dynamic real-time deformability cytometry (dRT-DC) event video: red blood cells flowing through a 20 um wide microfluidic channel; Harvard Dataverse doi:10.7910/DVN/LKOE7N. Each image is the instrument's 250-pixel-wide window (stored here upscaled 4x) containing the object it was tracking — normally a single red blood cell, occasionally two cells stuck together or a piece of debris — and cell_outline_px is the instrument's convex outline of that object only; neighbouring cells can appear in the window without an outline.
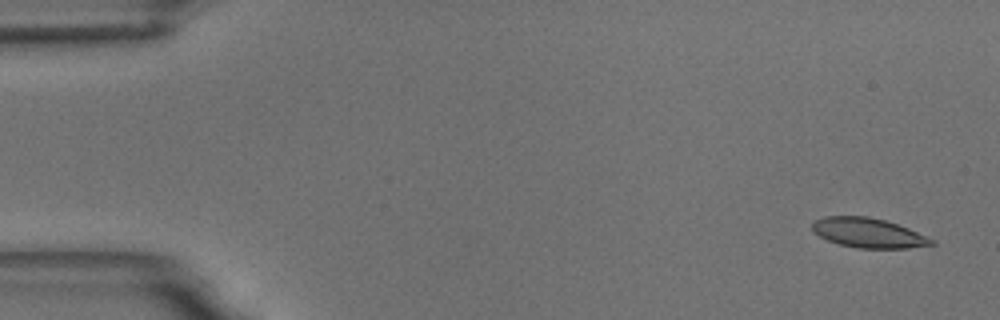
{"species": "common noctule bat (a hibernating species)", "species_latin": "Nyctalus noctula", "temperature_condition": "room temperature", "stored_images_in_passage": 16, "camera_frame_rate_fps": 3000, "um_per_image_px": 0.085, "animal": {"sex": "male", "body_mass_g": 18.8}, "frame": {"image": 1, "passage_image": 1, "time_ms": 0.0, "image_size_px": [1000, 320], "cell_outline_px": [[936, 244], [908, 248], [856, 248], [840, 244], [828, 240], [812, 232], [812, 220], [824, 216], [868, 216], [884, 220], [908, 228], [936, 240]], "centroid_in_image_um": [73.79, 19.79], "position_along_channel_um": 11.2, "area_um2": 20.69}}
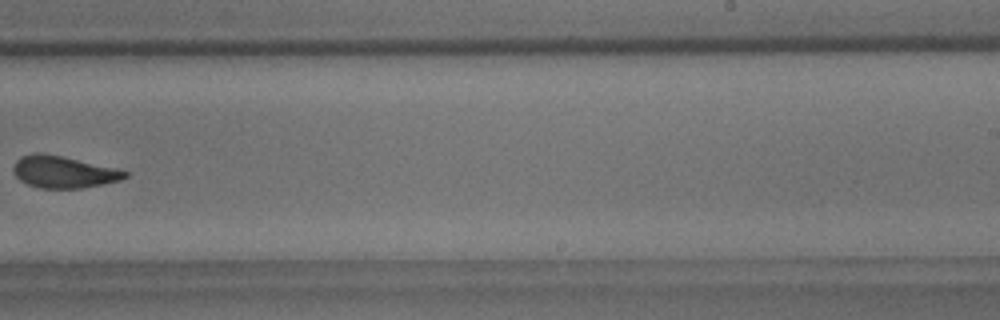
{"frame": {"image": 2, "passage_image": 10, "time_ms": 11.333, "image_size_px": [1000, 320], "cell_outline_px": [[128, 176], [120, 180], [80, 188], [40, 188], [28, 184], [20, 180], [16, 176], [12, 168], [16, 160], [20, 156], [32, 152], [40, 152], [120, 168], [128, 172]], "centroid_in_image_um": [5.39, 14.6], "position_along_channel_um": 283.6, "area_um2": 20.81}}
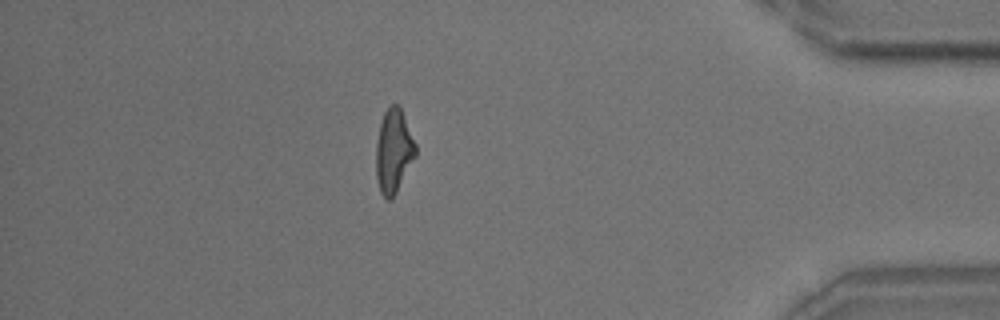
{"frame": {"image": 3, "passage_image": 16, "time_ms": 19.333, "image_size_px": [1000, 320], "cell_outline_px": [[416, 156], [392, 200], [388, 200], [380, 192], [376, 176], [376, 144], [380, 124], [384, 112], [392, 104], [396, 104], [400, 108], [416, 144]], "centroid_in_image_um": [33.45, 12.87], "position_along_channel_um": 401.7, "area_um2": 19.13}, "authors_computed_cell_mechanics": {"area_um2": 21.3282, "velocity_mm_per_s": 3.5238, "shape_relaxation_time_tau1_ms": 7.2668, "shape_relaxation_time_tau2_ms": null, "deformation_change_tau1": 0.1716, "deformation_change_tau2": null}}